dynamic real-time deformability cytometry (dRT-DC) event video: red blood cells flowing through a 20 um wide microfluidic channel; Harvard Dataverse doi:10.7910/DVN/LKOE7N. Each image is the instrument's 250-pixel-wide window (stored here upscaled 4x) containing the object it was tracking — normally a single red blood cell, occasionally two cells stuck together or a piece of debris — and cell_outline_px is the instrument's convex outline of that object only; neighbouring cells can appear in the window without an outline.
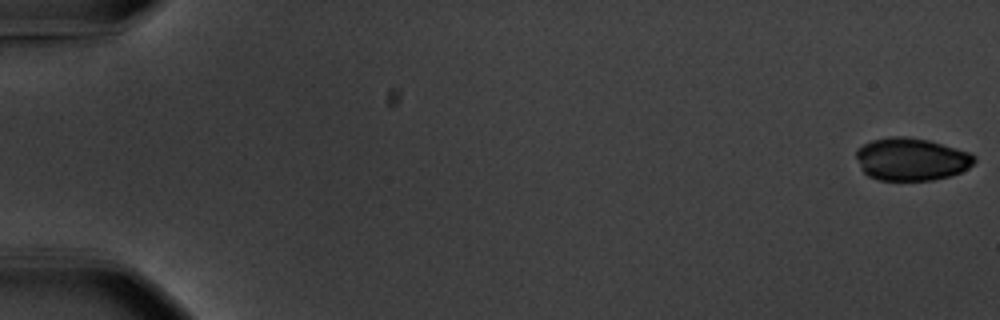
{"species": "common noctule bat (a hibernating species)", "species_latin": "Nyctalus noctula", "temperature_condition": "warm", "stored_images_in_passage": 9, "camera_frame_rate_fps": 3000, "um_per_image_px": 0.085, "animal": {"sex": "male", "body_mass_g": 20.1, "forearm_length_mm": 53.5}, "frame": {"image": 1, "passage_image": 1, "time_ms": 0.0, "image_size_px": [1000, 320], "cell_outline_px": [[976, 160], [968, 168], [960, 172], [948, 176], [932, 180], [880, 180], [868, 176], [860, 168], [856, 156], [856, 148], [872, 140], [888, 136], [904, 136], [928, 140], [956, 148], [968, 152], [976, 156]], "centroid_in_image_um": [77.43, 13.53], "position_along_channel_um": 7.6, "area_um2": 29.36}}